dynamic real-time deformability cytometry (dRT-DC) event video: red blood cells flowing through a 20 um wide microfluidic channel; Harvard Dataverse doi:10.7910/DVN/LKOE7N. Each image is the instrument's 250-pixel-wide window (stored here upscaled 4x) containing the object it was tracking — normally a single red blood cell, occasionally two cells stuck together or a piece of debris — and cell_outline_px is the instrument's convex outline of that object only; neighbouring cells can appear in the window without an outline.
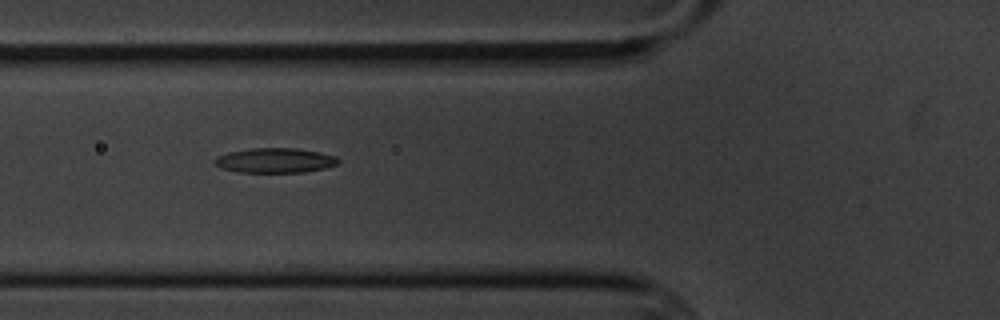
{"species": "common noctule bat (a hibernating species)", "species_latin": "Nyctalus noctula", "temperature_condition": "cold", "stored_images_in_passage": 5, "camera_frame_rate_fps": 3000, "um_per_image_px": 0.085, "animal": {"sex": "male", "body_mass_g": 20.1, "forearm_length_mm": 53.5}, "frame": {"image": 1, "passage_image": 4, "time_ms": 3.667, "image_size_px": [1000, 320], "cell_outline_px": [[340, 164], [324, 168], [304, 172], [236, 172], [212, 164], [212, 160], [216, 156], [228, 152], [252, 148], [296, 148], [320, 152], [336, 156], [340, 160]], "centroid_in_image_um": [23.37, 13.63], "position_along_channel_um": 102.4, "area_um2": 18.03}}
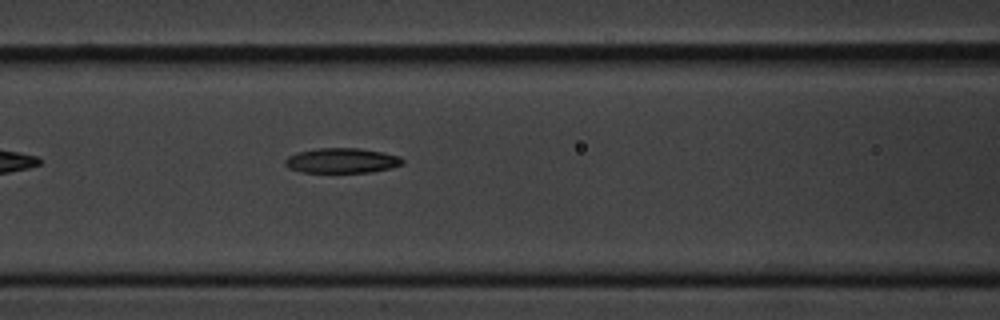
{"frame": {"image": 2, "passage_image": 5, "time_ms": 4.667, "image_size_px": [1000, 320], "cell_outline_px": [[404, 164], [392, 168], [372, 172], [300, 172], [288, 168], [284, 164], [284, 160], [288, 156], [296, 152], [316, 148], [360, 148], [384, 152], [400, 156], [404, 160]], "centroid_in_image_um": [29.06, 13.64], "position_along_channel_um": 137.5, "area_um2": 17.4}}